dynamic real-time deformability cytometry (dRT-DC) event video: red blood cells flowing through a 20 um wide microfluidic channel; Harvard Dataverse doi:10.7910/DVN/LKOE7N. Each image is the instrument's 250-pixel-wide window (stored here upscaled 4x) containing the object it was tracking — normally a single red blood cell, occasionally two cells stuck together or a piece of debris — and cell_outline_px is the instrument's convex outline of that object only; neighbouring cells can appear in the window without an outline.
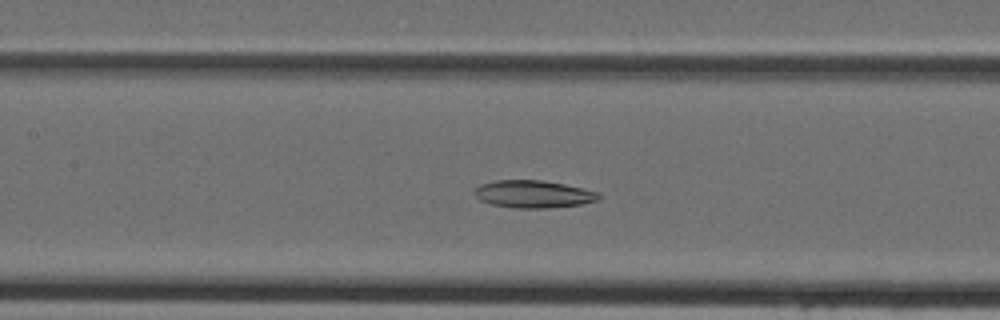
{"species": "Egyptian fruit bat (a non-hibernating species)", "species_latin": "Rousettus aegyptiacus", "temperature_condition": "cold", "stored_images_in_passage": 45, "camera_frame_rate_fps": 3000, "um_per_image_px": 0.085, "animal": {"sex": "female"}, "frame": {"image": 1, "passage_image": 21, "time_ms": 6.667, "image_size_px": [1000, 320], "cell_outline_px": [[600, 196], [596, 200], [580, 204], [544, 208], [516, 208], [492, 204], [480, 200], [472, 192], [480, 184], [496, 180], [544, 180], [564, 184], [600, 192]], "centroid_in_image_um": [45.31, 16.49], "position_along_channel_um": 162.1, "area_um2": 19.77}}
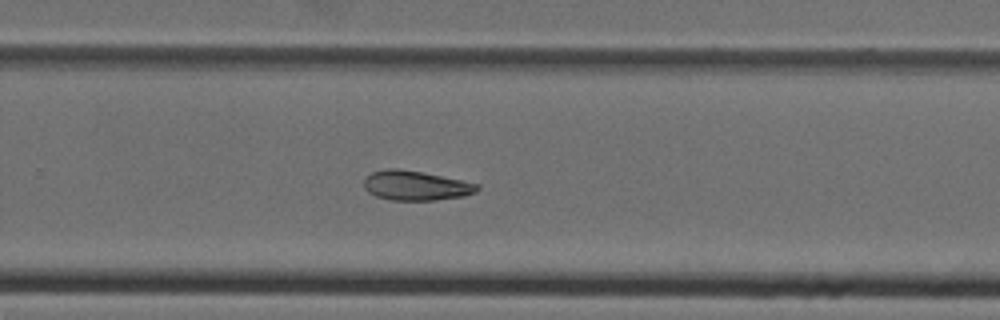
{"frame": {"image": 2, "passage_image": 30, "time_ms": 9.667, "image_size_px": [1000, 320], "cell_outline_px": [[480, 188], [476, 192], [464, 196], [436, 200], [388, 200], [376, 196], [368, 192], [364, 188], [364, 180], [372, 172], [388, 168], [400, 168], [424, 172], [480, 184]], "centroid_in_image_um": [35.35, 15.77], "position_along_channel_um": 294.4, "area_um2": 19.71}}
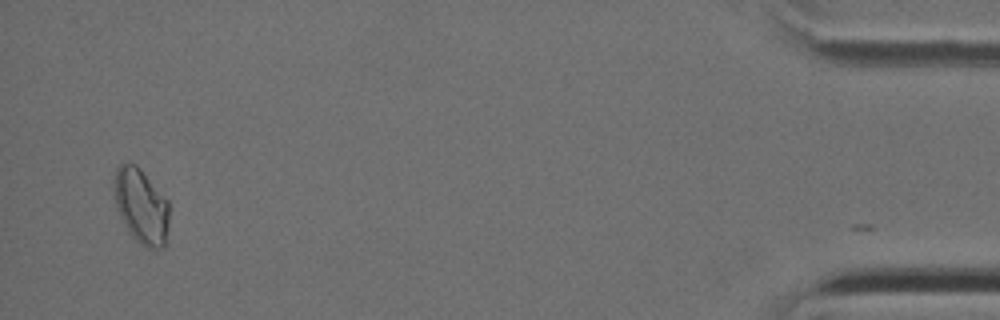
{"frame": {"image": 3, "passage_image": 44, "time_ms": 14.333, "image_size_px": [1000, 320], "cell_outline_px": [[168, 224], [164, 244], [160, 248], [144, 248], [128, 232], [120, 216], [116, 204], [116, 168], [124, 160], [136, 164], [140, 168], [168, 200]], "centroid_in_image_um": [12.01, 17.51], "position_along_channel_um": 423.2, "area_um2": 23.76}}